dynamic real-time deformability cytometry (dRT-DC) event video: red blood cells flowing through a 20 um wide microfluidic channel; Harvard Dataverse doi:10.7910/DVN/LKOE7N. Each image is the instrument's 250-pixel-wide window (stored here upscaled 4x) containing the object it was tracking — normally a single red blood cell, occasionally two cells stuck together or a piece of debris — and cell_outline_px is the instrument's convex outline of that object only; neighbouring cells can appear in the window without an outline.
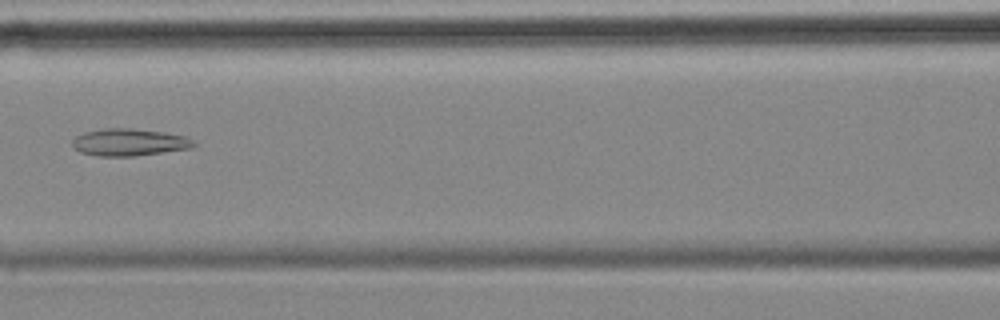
{"species": "common noctule bat (a hibernating species)", "species_latin": "Nyctalus noctula", "temperature_condition": "cold", "stored_images_in_passage": 9, "camera_frame_rate_fps": 3000, "um_per_image_px": 0.085, "animal": {"sex": "female", "body_mass_g": 18.4}, "frame": {"image": 1, "passage_image": 7, "time_ms": 7.0, "image_size_px": [1000, 320], "cell_outline_px": [[196, 144], [192, 148], [136, 156], [100, 156], [80, 152], [72, 144], [72, 140], [76, 136], [84, 132], [104, 128], [132, 128], [164, 132], [184, 136], [192, 140]], "centroid_in_image_um": [10.98, 12.09], "position_along_channel_um": 155.6, "area_um2": 19.19}}
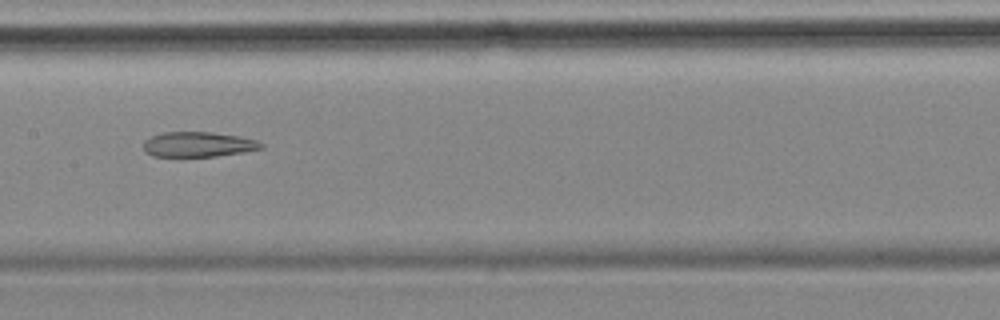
{"frame": {"image": 2, "passage_image": 8, "time_ms": 8.0, "image_size_px": [1000, 320], "cell_outline_px": [[264, 148], [244, 152], [216, 156], [152, 156], [144, 152], [144, 140], [152, 136], [164, 132], [212, 132], [240, 136], [256, 140], [264, 144]], "centroid_in_image_um": [16.86, 12.27], "position_along_channel_um": 190.5, "area_um2": 17.22}}
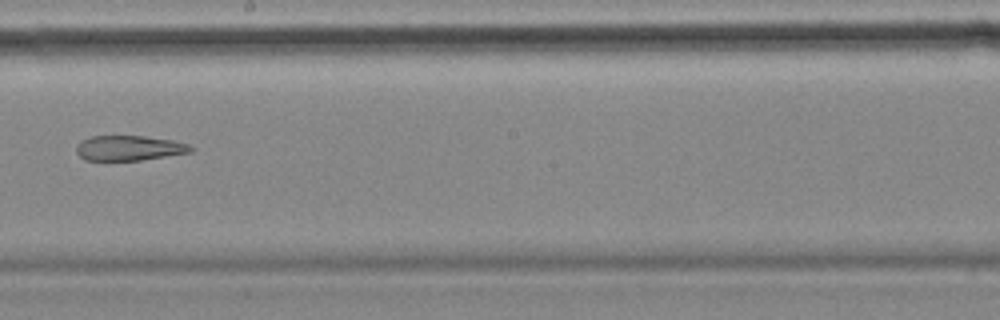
{"frame": {"image": 3, "passage_image": 9, "time_ms": 9.333, "image_size_px": [1000, 320], "cell_outline_px": [[196, 148], [192, 152], [140, 160], [84, 160], [76, 152], [76, 148], [84, 140], [92, 136], [144, 136], [172, 140], [188, 144]], "centroid_in_image_um": [11.02, 12.59], "position_along_channel_um": 237.2, "area_um2": 16.53}}